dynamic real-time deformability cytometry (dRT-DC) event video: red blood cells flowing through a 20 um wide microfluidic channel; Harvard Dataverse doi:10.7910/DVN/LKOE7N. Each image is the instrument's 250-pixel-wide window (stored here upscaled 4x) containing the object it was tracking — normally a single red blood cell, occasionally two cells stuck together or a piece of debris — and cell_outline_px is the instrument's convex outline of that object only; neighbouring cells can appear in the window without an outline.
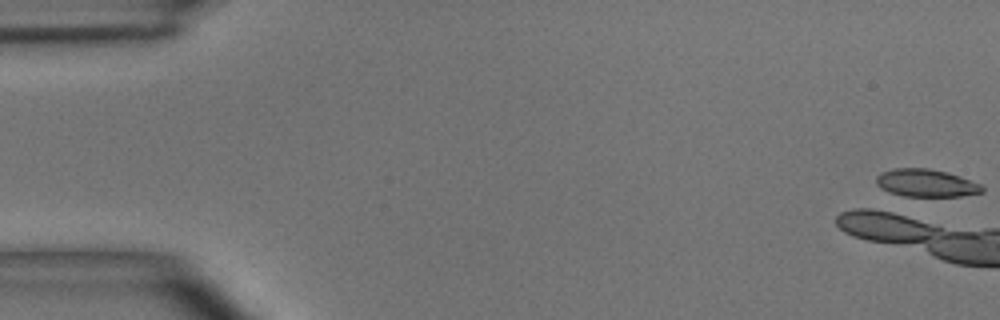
{"species": "common noctule bat (a hibernating species)", "species_latin": "Nyctalus noctula", "temperature_condition": "room temperature", "stored_images_in_passage": 2, "camera_frame_rate_fps": 3000, "um_per_image_px": 0.085, "animal": {"sex": "male", "body_mass_g": 15.6}, "frame": {"image": 1, "passage_image": 1, "time_ms": 0.0, "image_size_px": [1000, 320], "cell_outline_px": [[984, 192], [960, 196], [904, 196], [888, 192], [880, 188], [876, 184], [876, 176], [880, 172], [892, 168], [928, 168], [948, 172], [980, 184], [984, 188]], "centroid_in_image_um": [78.68, 15.55], "position_along_channel_um": 6.3, "area_um2": 17.17}}